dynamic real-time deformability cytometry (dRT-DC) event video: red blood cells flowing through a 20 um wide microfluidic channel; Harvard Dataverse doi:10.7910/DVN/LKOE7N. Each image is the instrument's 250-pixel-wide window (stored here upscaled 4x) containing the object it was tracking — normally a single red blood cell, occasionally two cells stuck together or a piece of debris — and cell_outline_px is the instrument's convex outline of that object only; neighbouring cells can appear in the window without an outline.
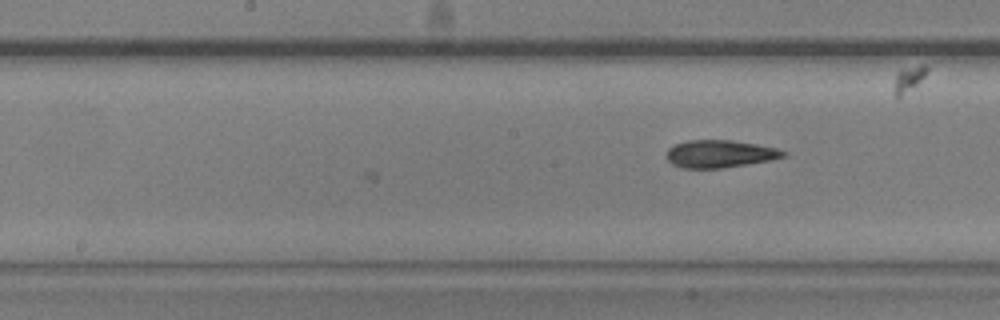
{"species": "common noctule bat (a hibernating species)", "species_latin": "Nyctalus noctula", "temperature_condition": "warm", "stored_images_in_passage": 15, "camera_frame_rate_fps": 3000, "um_per_image_px": 0.085, "animal": {"sex": "male", "body_mass_g": 20.5, "forearm_length_mm": 52.5}, "frame": {"image": 1, "passage_image": 15, "time_ms": 4.667, "image_size_px": [1000, 320], "cell_outline_px": [[788, 156], [768, 160], [724, 168], [684, 168], [672, 164], [664, 156], [668, 148], [676, 144], [688, 140], [732, 140], [756, 144], [776, 148], [788, 152]], "centroid_in_image_um": [61.17, 13.07], "position_along_channel_um": 187.0, "area_um2": 18.79}}